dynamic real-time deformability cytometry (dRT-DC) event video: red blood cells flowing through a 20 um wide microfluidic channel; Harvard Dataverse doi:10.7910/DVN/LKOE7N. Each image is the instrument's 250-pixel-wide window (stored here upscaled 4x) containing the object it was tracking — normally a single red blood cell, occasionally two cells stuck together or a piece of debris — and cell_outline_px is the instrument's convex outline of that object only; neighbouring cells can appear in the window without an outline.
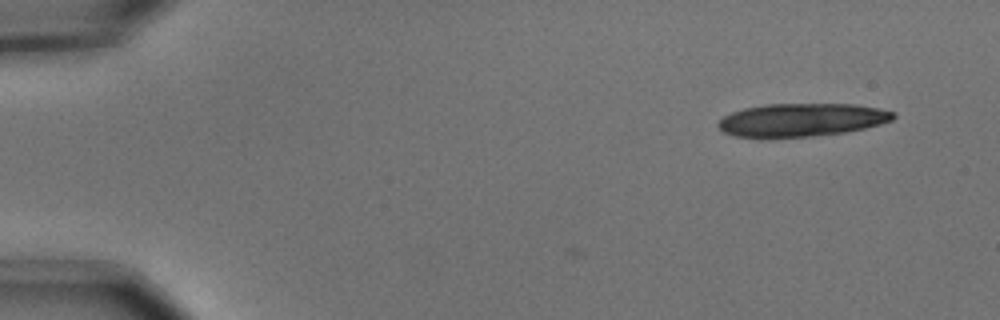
{"species": "common noctule bat (a hibernating species)", "species_latin": "Nyctalus noctula", "temperature_condition": "cold", "stored_images_in_passage": 2, "camera_frame_rate_fps": 3000, "um_per_image_px": 0.085, "animal": {"sex": "male", "body_mass_g": 15.6}, "frame": {"image": 1, "passage_image": 2, "time_ms": 0.333, "image_size_px": [1000, 320], "cell_outline_px": [[896, 116], [892, 120], [880, 124], [864, 128], [844, 132], [812, 136], [736, 136], [724, 132], [716, 124], [724, 116], [732, 112], [744, 108], [768, 104], [852, 104], [880, 108], [896, 112]], "centroid_in_image_um": [68.19, 10.17], "position_along_channel_um": 16.8, "area_um2": 33.29}}